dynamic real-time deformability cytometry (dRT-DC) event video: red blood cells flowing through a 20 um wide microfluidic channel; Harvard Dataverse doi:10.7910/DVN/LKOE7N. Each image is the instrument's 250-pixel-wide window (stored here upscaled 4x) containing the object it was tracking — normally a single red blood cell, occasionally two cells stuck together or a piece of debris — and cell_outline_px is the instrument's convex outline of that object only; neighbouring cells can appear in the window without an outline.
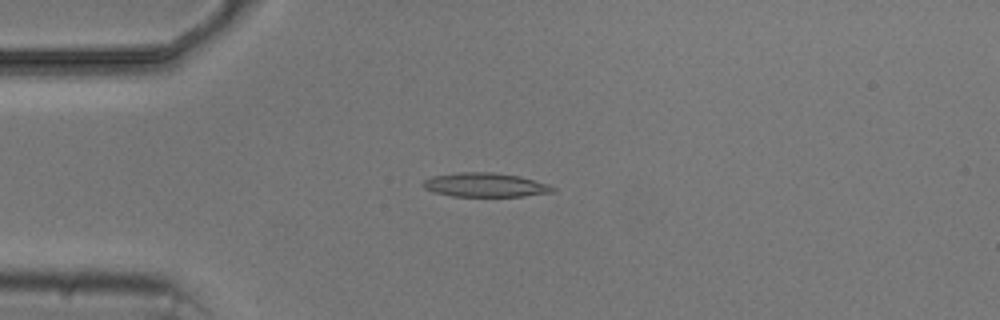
{"species": "common noctule bat (a hibernating species)", "species_latin": "Nyctalus noctula", "temperature_condition": "cold", "stored_images_in_passage": 4, "camera_frame_rate_fps": 3000, "um_per_image_px": 0.085, "animal": {"sex": "male", "body_mass_g": 20.5, "forearm_length_mm": 52.5}, "frame": {"image": 1, "passage_image": 4, "time_ms": 3.667, "image_size_px": [1000, 320], "cell_outline_px": [[556, 192], [524, 196], [452, 196], [432, 192], [424, 188], [420, 184], [424, 180], [432, 176], [456, 172], [492, 172], [520, 176], [548, 184], [556, 188]], "centroid_in_image_um": [41.23, 15.72], "position_along_channel_um": 43.8, "area_um2": 18.38}}